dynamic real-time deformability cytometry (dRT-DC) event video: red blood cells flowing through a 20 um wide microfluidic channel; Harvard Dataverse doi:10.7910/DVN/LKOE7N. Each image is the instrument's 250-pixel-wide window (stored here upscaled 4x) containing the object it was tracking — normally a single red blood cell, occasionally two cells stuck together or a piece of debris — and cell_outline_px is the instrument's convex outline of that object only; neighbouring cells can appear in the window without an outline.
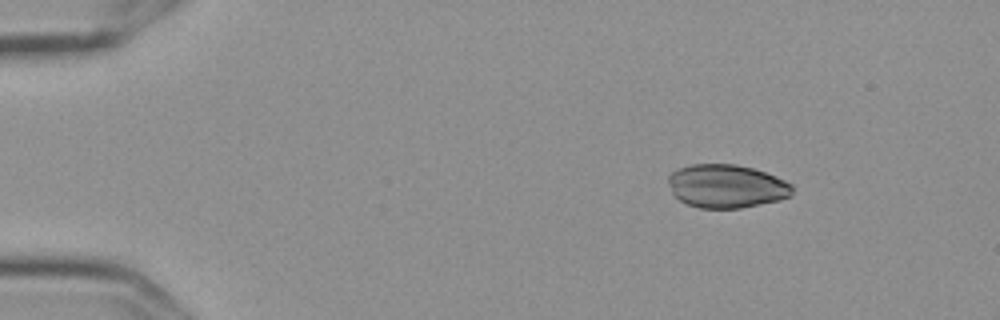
{"species": "Egyptian fruit bat (a non-hibernating species)", "species_latin": "Rousettus aegyptiacus", "temperature_condition": "cold", "stored_images_in_passage": 49, "camera_frame_rate_fps": 3000, "um_per_image_px": 0.085, "frame": {"image": 1, "passage_image": 1, "time_ms": 0.0, "image_size_px": [1000, 320], "cell_outline_px": [[792, 196], [780, 200], [740, 208], [700, 208], [688, 204], [680, 200], [672, 192], [668, 184], [668, 176], [672, 172], [680, 168], [692, 164], [736, 164], [752, 168], [776, 176], [792, 184]], "centroid_in_image_um": [61.76, 15.82], "position_along_channel_um": 23.2, "area_um2": 31.33}}
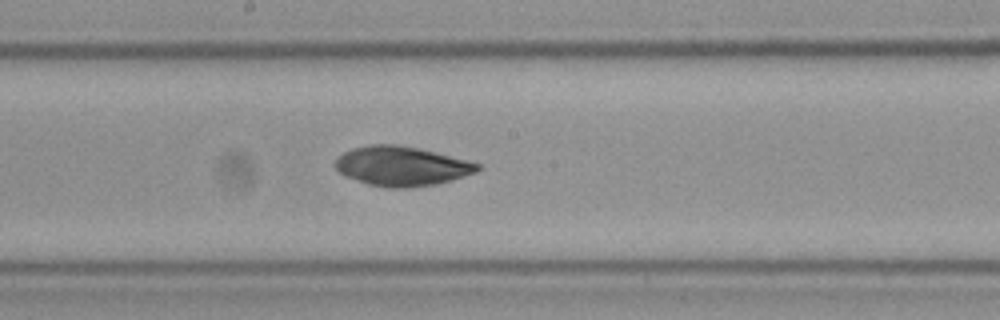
{"frame": {"image": 2, "passage_image": 24, "time_ms": 7.667, "image_size_px": [1000, 320], "cell_outline_px": [[480, 168], [476, 172], [452, 180], [436, 184], [412, 188], [388, 188], [368, 184], [344, 176], [332, 164], [336, 156], [352, 148], [368, 144], [400, 144], [420, 148], [436, 152], [480, 164]], "centroid_in_image_um": [34.08, 14.11], "position_along_channel_um": 214.1, "area_um2": 33.12}}
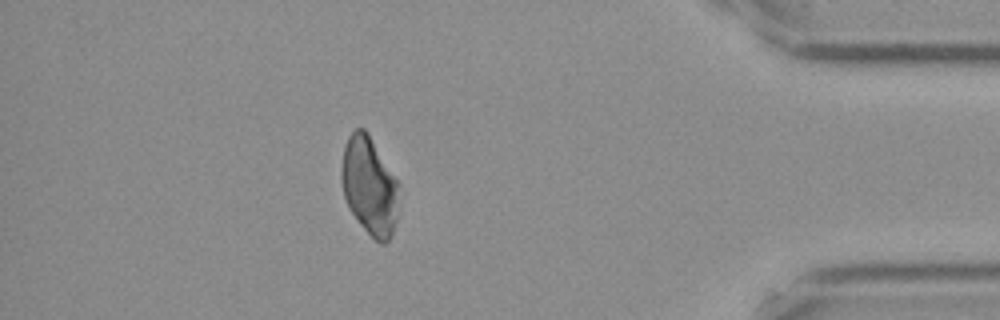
{"frame": {"image": 3, "passage_image": 43, "time_ms": 14.0, "image_size_px": [1000, 320], "cell_outline_px": [[400, 188], [396, 220], [392, 232], [388, 240], [384, 244], [380, 244], [364, 228], [348, 208], [344, 196], [340, 180], [340, 168], [344, 148], [348, 136], [356, 128], [364, 128], [368, 132], [400, 184]], "centroid_in_image_um": [31.4, 15.78], "position_along_channel_um": 403.8, "area_um2": 33.06}}